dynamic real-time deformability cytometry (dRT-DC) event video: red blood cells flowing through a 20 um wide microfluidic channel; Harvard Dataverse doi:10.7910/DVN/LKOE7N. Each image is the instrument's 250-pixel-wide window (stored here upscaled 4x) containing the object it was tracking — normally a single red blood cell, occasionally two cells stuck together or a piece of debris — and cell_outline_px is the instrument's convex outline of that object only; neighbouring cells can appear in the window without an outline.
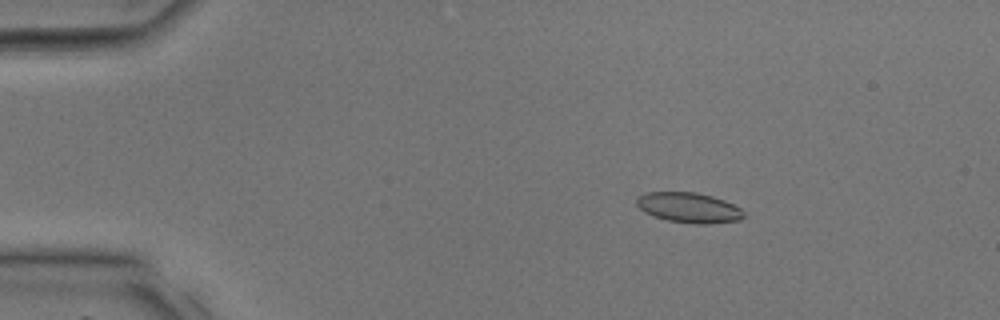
{"species": "common noctule bat (a hibernating species)", "species_latin": "Nyctalus noctula", "temperature_condition": "room temperature", "stored_images_in_passage": 36, "camera_frame_rate_fps": 3000, "um_per_image_px": 0.085, "animal": {"sex": "male", "body_mass_g": 17.9, "forearm_length_mm": 54.2}, "frame": {"image": 1, "passage_image": 5, "time_ms": 1.333, "image_size_px": [1000, 320], "cell_outline_px": [[744, 216], [740, 220], [712, 224], [696, 224], [668, 220], [652, 216], [644, 212], [636, 204], [636, 196], [648, 192], [696, 192], [712, 196], [724, 200], [740, 208], [744, 212]], "centroid_in_image_um": [58.54, 17.65], "position_along_channel_um": 26.5, "area_um2": 18.96}}
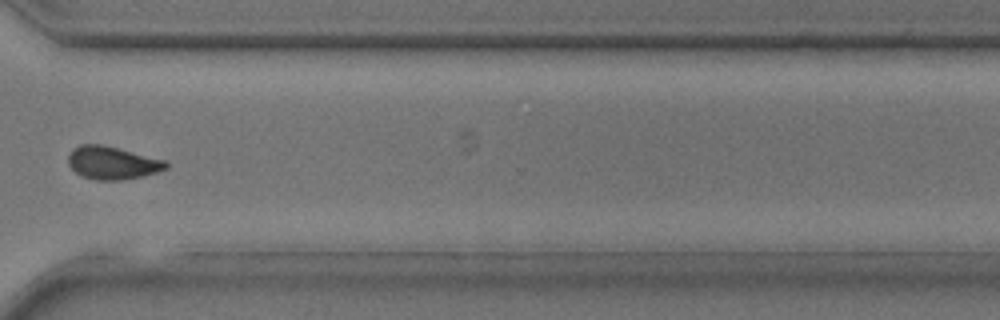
{"frame": {"image": 2, "passage_image": 27, "time_ms": 8.667, "image_size_px": [1000, 320], "cell_outline_px": [[168, 168], [144, 176], [124, 180], [96, 180], [80, 176], [68, 164], [68, 156], [72, 148], [80, 144], [100, 144], [168, 160]], "centroid_in_image_um": [9.56, 13.84], "position_along_channel_um": 361.0, "area_um2": 18.96}}
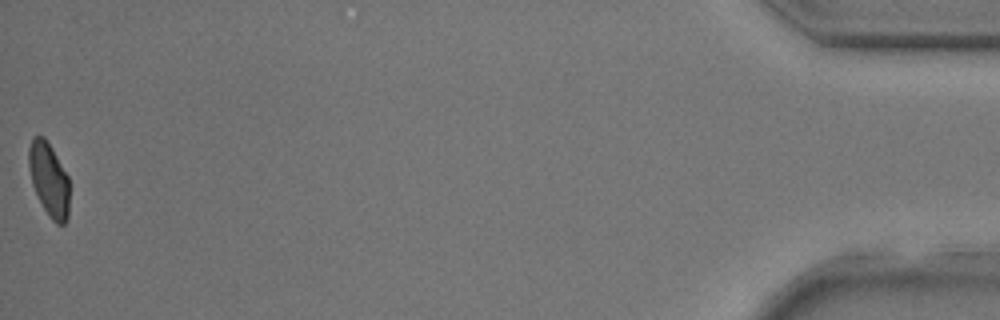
{"frame": {"image": 3, "passage_image": 36, "time_ms": 11.667, "image_size_px": [1000, 320], "cell_outline_px": [[68, 216], [64, 224], [56, 224], [48, 216], [32, 184], [28, 164], [28, 148], [32, 136], [44, 136], [52, 148], [68, 176]], "centroid_in_image_um": [4.14, 15.23], "position_along_channel_um": 431.1, "area_um2": 17.34}}